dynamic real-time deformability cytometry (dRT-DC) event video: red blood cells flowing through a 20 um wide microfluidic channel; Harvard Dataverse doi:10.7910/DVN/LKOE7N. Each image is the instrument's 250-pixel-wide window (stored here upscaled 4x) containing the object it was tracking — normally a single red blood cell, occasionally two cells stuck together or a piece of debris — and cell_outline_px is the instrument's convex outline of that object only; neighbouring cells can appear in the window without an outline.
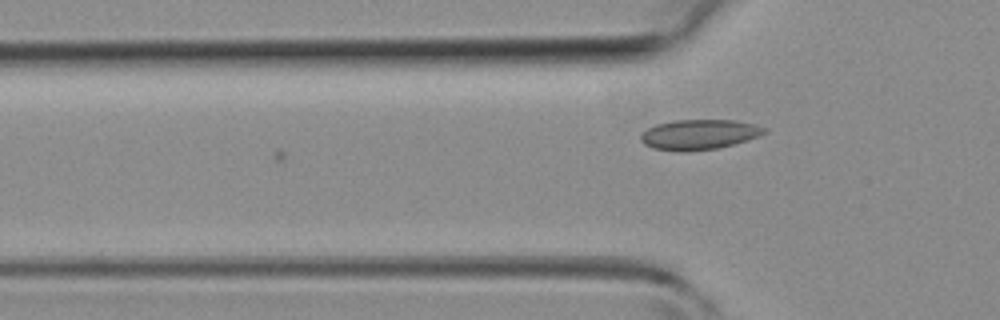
{"species": "common noctule bat (a hibernating species)", "species_latin": "Nyctalus noctula", "temperature_condition": "room temperature", "stored_images_in_passage": 4, "camera_frame_rate_fps": 3000, "um_per_image_px": 0.085, "animal": {"sex": "female", "body_mass_g": 19.3, "forearm_length_mm": 54.1}, "frame": {"image": 1, "passage_image": 4, "time_ms": 1.0, "image_size_px": [1000, 320], "cell_outline_px": [[768, 132], [720, 148], [684, 152], [680, 152], [652, 148], [644, 144], [640, 140], [640, 136], [648, 128], [656, 124], [676, 120], [736, 120], [756, 124], [768, 128]], "centroid_in_image_um": [59.42, 11.43], "position_along_channel_um": 66.4, "area_um2": 21.73}}